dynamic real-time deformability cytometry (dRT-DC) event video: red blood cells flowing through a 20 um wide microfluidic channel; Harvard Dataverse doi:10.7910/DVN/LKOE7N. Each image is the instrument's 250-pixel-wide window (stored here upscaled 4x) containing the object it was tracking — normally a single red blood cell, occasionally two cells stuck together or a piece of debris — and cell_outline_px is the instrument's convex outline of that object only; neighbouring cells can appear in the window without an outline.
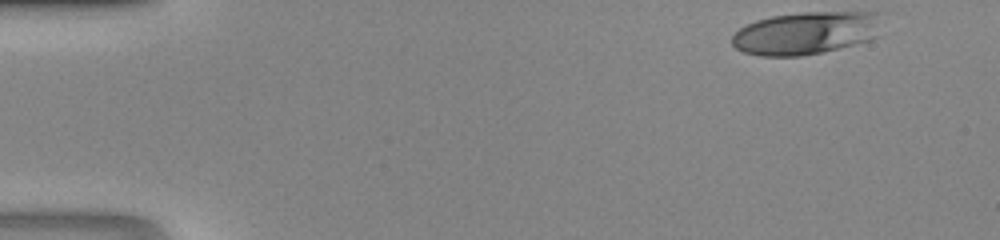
{"species": "human", "species_latin": "Homo sapiens", "temperature_condition": "room temperature", "stored_images_in_passage": 36, "camera_frame_rate_fps": 3000, "um_per_image_px": 0.085, "donor": {"sex": "male"}, "frame": {"image": 1, "passage_image": 1, "time_ms": 0.0, "image_size_px": [1000, 240], "cell_outline_px": [[888, 12], [880, 36], [872, 40], [840, 48], [800, 56], [760, 56], [744, 52], [736, 48], [732, 44], [732, 36], [740, 28], [756, 20], [772, 16], [804, 12]], "centroid_in_image_um": [68.67, 2.78], "position_along_channel_um": 16.3, "area_um2": 38.21}}
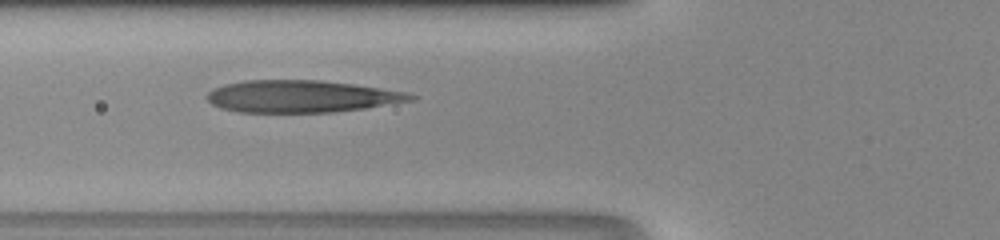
{"frame": {"image": 2, "passage_image": 15, "time_ms": 4.667, "image_size_px": [1000, 240], "cell_outline_px": [[416, 100], [364, 108], [332, 112], [236, 112], [220, 108], [212, 104], [204, 96], [212, 88], [224, 84], [244, 80], [320, 80], [352, 84], [408, 92], [416, 96]], "centroid_in_image_um": [25.58, 8.19], "position_along_channel_um": 100.2, "area_um2": 38.26}}
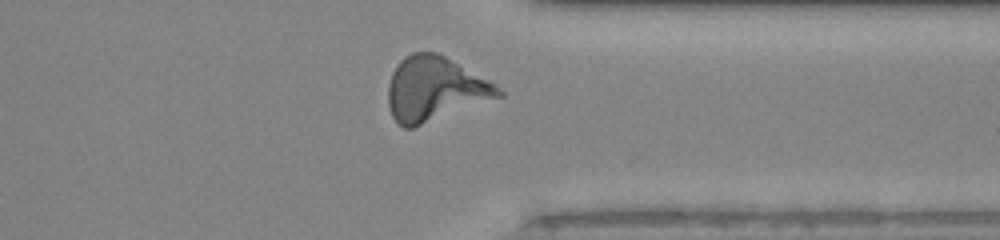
{"frame": {"image": 3, "passage_image": 33, "time_ms": 10.667, "image_size_px": [1000, 240], "cell_outline_px": [[504, 96], [412, 128], [404, 128], [396, 124], [392, 116], [388, 104], [388, 84], [392, 72], [400, 60], [404, 56], [412, 52], [436, 52], [444, 56], [496, 84], [504, 92]], "centroid_in_image_um": [36.95, 7.58], "position_along_channel_um": 374.5, "area_um2": 41.38}}